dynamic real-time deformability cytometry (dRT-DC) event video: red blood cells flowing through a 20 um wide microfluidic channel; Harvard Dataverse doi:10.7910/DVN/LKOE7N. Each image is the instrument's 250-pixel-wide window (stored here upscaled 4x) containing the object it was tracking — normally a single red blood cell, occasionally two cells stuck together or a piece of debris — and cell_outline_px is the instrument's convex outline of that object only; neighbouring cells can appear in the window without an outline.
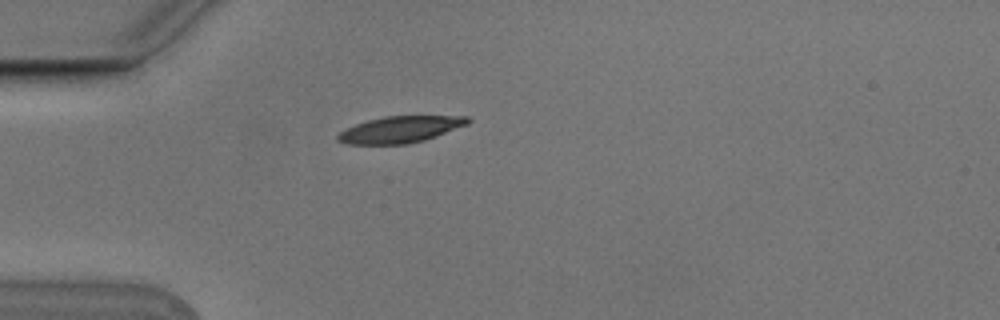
{"species": "Egyptian fruit bat (a non-hibernating species)", "species_latin": "Rousettus aegyptiacus", "temperature_condition": "cold", "stored_images_in_passage": 2, "camera_frame_rate_fps": 3000, "um_per_image_px": 0.085, "animal": {"sex": "male"}, "frame": {"image": 1, "passage_image": 1, "time_ms": 0.0, "image_size_px": [1000, 320], "cell_outline_px": [[472, 120], [468, 124], [436, 136], [424, 140], [408, 144], [348, 144], [336, 140], [336, 136], [340, 132], [356, 124], [368, 120], [384, 116], [468, 116]], "centroid_in_image_um": [34.03, 11.0], "position_along_channel_um": 51.0, "area_um2": 20.0}}